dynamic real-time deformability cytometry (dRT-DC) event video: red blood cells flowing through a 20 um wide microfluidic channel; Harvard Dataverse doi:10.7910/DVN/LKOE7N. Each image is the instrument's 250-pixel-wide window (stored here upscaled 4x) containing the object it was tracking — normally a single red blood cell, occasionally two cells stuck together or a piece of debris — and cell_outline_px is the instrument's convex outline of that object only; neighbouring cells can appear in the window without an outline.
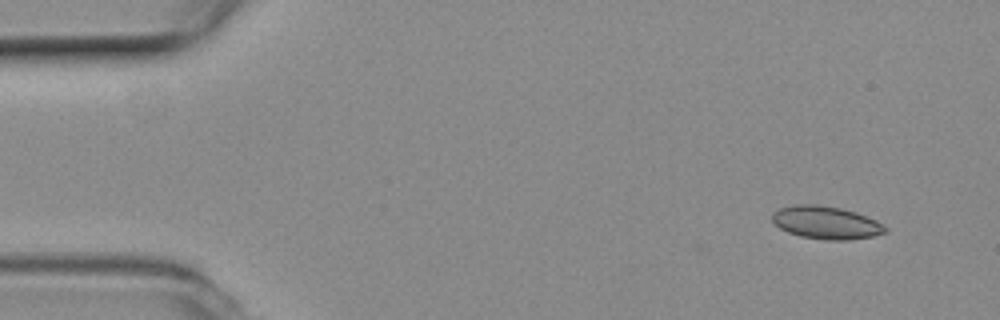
{"species": "common noctule bat (a hibernating species)", "species_latin": "Nyctalus noctula", "temperature_condition": "room temperature", "stored_images_in_passage": 2, "camera_frame_rate_fps": 3000, "um_per_image_px": 0.085, "animal": {"sex": "female", "body_mass_g": 19.3, "forearm_length_mm": 54.1}, "frame": {"image": 1, "passage_image": 2, "time_ms": 0.333, "image_size_px": [1000, 320], "cell_outline_px": [[888, 228], [884, 232], [872, 236], [848, 240], [824, 240], [800, 236], [788, 232], [780, 228], [772, 220], [772, 212], [780, 208], [796, 204], [816, 204], [840, 208], [856, 212], [876, 220]], "centroid_in_image_um": [70.2, 18.92], "position_along_channel_um": 14.8, "area_um2": 21.56}}